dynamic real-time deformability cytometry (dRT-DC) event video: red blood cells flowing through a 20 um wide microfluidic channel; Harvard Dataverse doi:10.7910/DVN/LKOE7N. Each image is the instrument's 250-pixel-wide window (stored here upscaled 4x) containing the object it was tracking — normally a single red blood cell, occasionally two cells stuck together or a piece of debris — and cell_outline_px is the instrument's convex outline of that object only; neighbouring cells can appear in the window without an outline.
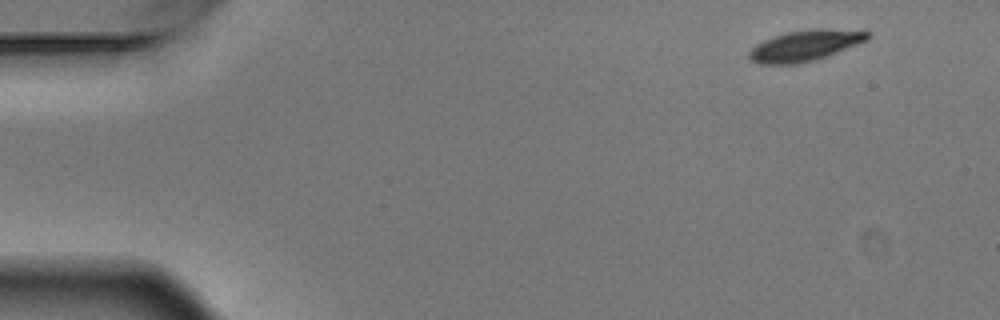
{"species": "Egyptian fruit bat (a non-hibernating species)", "species_latin": "Rousettus aegyptiacus", "temperature_condition": "warm", "stored_images_in_passage": 8, "camera_frame_rate_fps": 3000, "um_per_image_px": 0.085, "animal": {"sex": "male"}, "frame": {"image": 1, "passage_image": 1, "time_ms": 0.0, "image_size_px": [1000, 320], "cell_outline_px": [[872, 32], [868, 40], [836, 52], [812, 60], [796, 64], [760, 64], [752, 60], [748, 56], [748, 52], [756, 44], [772, 36], [788, 32], [816, 28], [824, 28]], "centroid_in_image_um": [68.41, 3.86], "position_along_channel_um": 16.6, "area_um2": 21.04}}
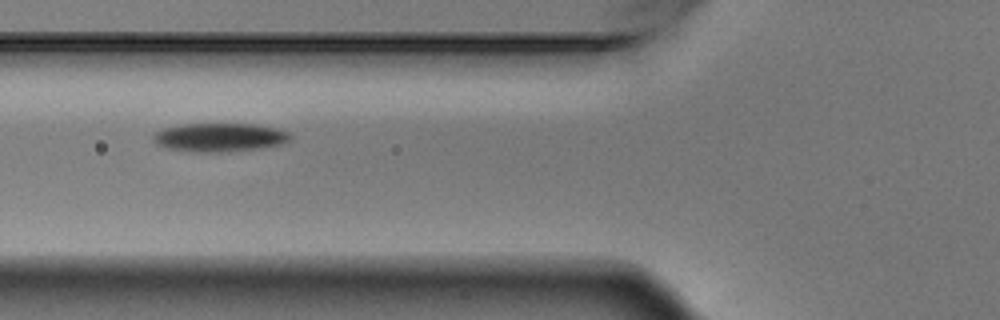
{"frame": {"image": 2, "passage_image": 5, "time_ms": 1.333, "image_size_px": [1000, 320], "cell_outline_px": [[292, 136], [288, 140], [280, 144], [260, 148], [220, 152], [200, 152], [164, 148], [156, 144], [152, 140], [152, 136], [156, 132], [164, 128], [180, 124], [260, 124], [276, 128], [288, 132]], "centroid_in_image_um": [18.63, 11.67], "position_along_channel_um": 107.2, "area_um2": 22.83}}
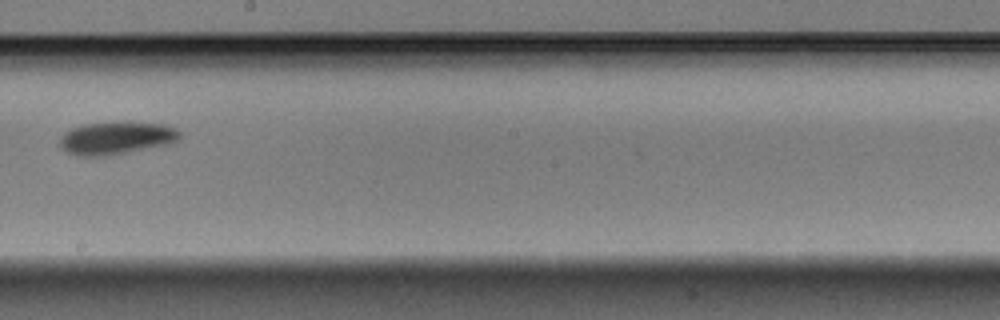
{"frame": {"image": 3, "passage_image": 8, "time_ms": 2.333, "image_size_px": [1000, 320], "cell_outline_px": [[184, 136], [172, 144], [108, 156], [76, 156], [60, 148], [60, 140], [64, 132], [72, 128], [84, 124], [124, 120], [164, 124], [176, 128]], "centroid_in_image_um": [9.95, 11.71], "position_along_channel_um": 238.3, "area_um2": 23.7}}